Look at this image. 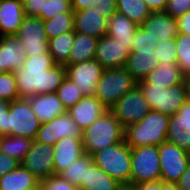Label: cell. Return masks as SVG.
Instances as JSON below:
<instances>
[{
    "label": "cell",
    "instance_id": "f6af8a7d",
    "mask_svg": "<svg viewBox=\"0 0 190 190\" xmlns=\"http://www.w3.org/2000/svg\"><path fill=\"white\" fill-rule=\"evenodd\" d=\"M20 163L0 151V177L16 169Z\"/></svg>",
    "mask_w": 190,
    "mask_h": 190
},
{
    "label": "cell",
    "instance_id": "8fae6325",
    "mask_svg": "<svg viewBox=\"0 0 190 190\" xmlns=\"http://www.w3.org/2000/svg\"><path fill=\"white\" fill-rule=\"evenodd\" d=\"M66 77L74 82L84 96H95L96 86L104 71L95 59L77 64H68Z\"/></svg>",
    "mask_w": 190,
    "mask_h": 190
},
{
    "label": "cell",
    "instance_id": "7bdbcfd3",
    "mask_svg": "<svg viewBox=\"0 0 190 190\" xmlns=\"http://www.w3.org/2000/svg\"><path fill=\"white\" fill-rule=\"evenodd\" d=\"M46 0H22L25 16L41 18V11H44Z\"/></svg>",
    "mask_w": 190,
    "mask_h": 190
},
{
    "label": "cell",
    "instance_id": "db71d44e",
    "mask_svg": "<svg viewBox=\"0 0 190 190\" xmlns=\"http://www.w3.org/2000/svg\"><path fill=\"white\" fill-rule=\"evenodd\" d=\"M94 0H71L73 11H78L81 9H86L92 6Z\"/></svg>",
    "mask_w": 190,
    "mask_h": 190
},
{
    "label": "cell",
    "instance_id": "9a60e30c",
    "mask_svg": "<svg viewBox=\"0 0 190 190\" xmlns=\"http://www.w3.org/2000/svg\"><path fill=\"white\" fill-rule=\"evenodd\" d=\"M150 37V45L159 40L176 38L179 35L177 19L165 11H152L140 25Z\"/></svg>",
    "mask_w": 190,
    "mask_h": 190
},
{
    "label": "cell",
    "instance_id": "d6986e66",
    "mask_svg": "<svg viewBox=\"0 0 190 190\" xmlns=\"http://www.w3.org/2000/svg\"><path fill=\"white\" fill-rule=\"evenodd\" d=\"M107 110L96 96H84L75 106L70 107L67 113L83 132Z\"/></svg>",
    "mask_w": 190,
    "mask_h": 190
},
{
    "label": "cell",
    "instance_id": "f546056e",
    "mask_svg": "<svg viewBox=\"0 0 190 190\" xmlns=\"http://www.w3.org/2000/svg\"><path fill=\"white\" fill-rule=\"evenodd\" d=\"M33 141L25 137L5 135L0 141V151L21 164L29 152Z\"/></svg>",
    "mask_w": 190,
    "mask_h": 190
},
{
    "label": "cell",
    "instance_id": "cb8c5ba5",
    "mask_svg": "<svg viewBox=\"0 0 190 190\" xmlns=\"http://www.w3.org/2000/svg\"><path fill=\"white\" fill-rule=\"evenodd\" d=\"M40 181L21 164L0 177V190H32Z\"/></svg>",
    "mask_w": 190,
    "mask_h": 190
},
{
    "label": "cell",
    "instance_id": "7dc6e473",
    "mask_svg": "<svg viewBox=\"0 0 190 190\" xmlns=\"http://www.w3.org/2000/svg\"><path fill=\"white\" fill-rule=\"evenodd\" d=\"M146 45H150V37L141 26H138L133 35L132 48H143Z\"/></svg>",
    "mask_w": 190,
    "mask_h": 190
},
{
    "label": "cell",
    "instance_id": "8d00e7d4",
    "mask_svg": "<svg viewBox=\"0 0 190 190\" xmlns=\"http://www.w3.org/2000/svg\"><path fill=\"white\" fill-rule=\"evenodd\" d=\"M137 87L144 95L151 110L160 112L162 91L166 88L164 86L148 84L145 80L138 81Z\"/></svg>",
    "mask_w": 190,
    "mask_h": 190
},
{
    "label": "cell",
    "instance_id": "277c9868",
    "mask_svg": "<svg viewBox=\"0 0 190 190\" xmlns=\"http://www.w3.org/2000/svg\"><path fill=\"white\" fill-rule=\"evenodd\" d=\"M94 164L121 184H130L131 147L122 141L92 155Z\"/></svg>",
    "mask_w": 190,
    "mask_h": 190
},
{
    "label": "cell",
    "instance_id": "bcb514c9",
    "mask_svg": "<svg viewBox=\"0 0 190 190\" xmlns=\"http://www.w3.org/2000/svg\"><path fill=\"white\" fill-rule=\"evenodd\" d=\"M169 122H185L190 126V103L186 101L177 113L170 115Z\"/></svg>",
    "mask_w": 190,
    "mask_h": 190
},
{
    "label": "cell",
    "instance_id": "603a6c76",
    "mask_svg": "<svg viewBox=\"0 0 190 190\" xmlns=\"http://www.w3.org/2000/svg\"><path fill=\"white\" fill-rule=\"evenodd\" d=\"M177 62H160L144 79L148 84L170 88L185 81Z\"/></svg>",
    "mask_w": 190,
    "mask_h": 190
},
{
    "label": "cell",
    "instance_id": "11a10c76",
    "mask_svg": "<svg viewBox=\"0 0 190 190\" xmlns=\"http://www.w3.org/2000/svg\"><path fill=\"white\" fill-rule=\"evenodd\" d=\"M161 190H181L175 182H165L161 180Z\"/></svg>",
    "mask_w": 190,
    "mask_h": 190
},
{
    "label": "cell",
    "instance_id": "5bb4252c",
    "mask_svg": "<svg viewBox=\"0 0 190 190\" xmlns=\"http://www.w3.org/2000/svg\"><path fill=\"white\" fill-rule=\"evenodd\" d=\"M21 165L28 169L40 182L55 175L53 146L33 141Z\"/></svg>",
    "mask_w": 190,
    "mask_h": 190
},
{
    "label": "cell",
    "instance_id": "9c48e42d",
    "mask_svg": "<svg viewBox=\"0 0 190 190\" xmlns=\"http://www.w3.org/2000/svg\"><path fill=\"white\" fill-rule=\"evenodd\" d=\"M158 152L161 180L176 183L187 169L190 154L167 141L158 146Z\"/></svg>",
    "mask_w": 190,
    "mask_h": 190
},
{
    "label": "cell",
    "instance_id": "7a4b0ae2",
    "mask_svg": "<svg viewBox=\"0 0 190 190\" xmlns=\"http://www.w3.org/2000/svg\"><path fill=\"white\" fill-rule=\"evenodd\" d=\"M124 132L120 121L107 110L82 132L84 153L92 156L97 151L124 141Z\"/></svg>",
    "mask_w": 190,
    "mask_h": 190
},
{
    "label": "cell",
    "instance_id": "7c38bea8",
    "mask_svg": "<svg viewBox=\"0 0 190 190\" xmlns=\"http://www.w3.org/2000/svg\"><path fill=\"white\" fill-rule=\"evenodd\" d=\"M65 137L82 138V131L67 112L41 124L34 141L53 146Z\"/></svg>",
    "mask_w": 190,
    "mask_h": 190
},
{
    "label": "cell",
    "instance_id": "f35d334b",
    "mask_svg": "<svg viewBox=\"0 0 190 190\" xmlns=\"http://www.w3.org/2000/svg\"><path fill=\"white\" fill-rule=\"evenodd\" d=\"M154 51L157 59L160 62H177V48L175 45V38L159 40Z\"/></svg>",
    "mask_w": 190,
    "mask_h": 190
},
{
    "label": "cell",
    "instance_id": "8992f818",
    "mask_svg": "<svg viewBox=\"0 0 190 190\" xmlns=\"http://www.w3.org/2000/svg\"><path fill=\"white\" fill-rule=\"evenodd\" d=\"M40 126L28 99L20 98L10 102L9 110L6 111V135L34 140Z\"/></svg>",
    "mask_w": 190,
    "mask_h": 190
},
{
    "label": "cell",
    "instance_id": "60d3db41",
    "mask_svg": "<svg viewBox=\"0 0 190 190\" xmlns=\"http://www.w3.org/2000/svg\"><path fill=\"white\" fill-rule=\"evenodd\" d=\"M44 190H79L70 182L64 180L60 175H53L40 182Z\"/></svg>",
    "mask_w": 190,
    "mask_h": 190
},
{
    "label": "cell",
    "instance_id": "d4e9b609",
    "mask_svg": "<svg viewBox=\"0 0 190 190\" xmlns=\"http://www.w3.org/2000/svg\"><path fill=\"white\" fill-rule=\"evenodd\" d=\"M107 24V36L118 39V42L121 43H129L132 46L133 35L138 27L136 23L116 11L108 19Z\"/></svg>",
    "mask_w": 190,
    "mask_h": 190
},
{
    "label": "cell",
    "instance_id": "ab89813d",
    "mask_svg": "<svg viewBox=\"0 0 190 190\" xmlns=\"http://www.w3.org/2000/svg\"><path fill=\"white\" fill-rule=\"evenodd\" d=\"M66 11H73L71 0H46L44 11H41V19L49 20Z\"/></svg>",
    "mask_w": 190,
    "mask_h": 190
},
{
    "label": "cell",
    "instance_id": "f1b7e54d",
    "mask_svg": "<svg viewBox=\"0 0 190 190\" xmlns=\"http://www.w3.org/2000/svg\"><path fill=\"white\" fill-rule=\"evenodd\" d=\"M74 42V32H67L48 40L49 54L57 65H68Z\"/></svg>",
    "mask_w": 190,
    "mask_h": 190
},
{
    "label": "cell",
    "instance_id": "4dcf8cb0",
    "mask_svg": "<svg viewBox=\"0 0 190 190\" xmlns=\"http://www.w3.org/2000/svg\"><path fill=\"white\" fill-rule=\"evenodd\" d=\"M116 11L140 26L150 15L144 0H116Z\"/></svg>",
    "mask_w": 190,
    "mask_h": 190
},
{
    "label": "cell",
    "instance_id": "ba28073f",
    "mask_svg": "<svg viewBox=\"0 0 190 190\" xmlns=\"http://www.w3.org/2000/svg\"><path fill=\"white\" fill-rule=\"evenodd\" d=\"M110 111L125 129L141 121L151 111V108L140 89L135 87L125 93Z\"/></svg>",
    "mask_w": 190,
    "mask_h": 190
},
{
    "label": "cell",
    "instance_id": "74e56055",
    "mask_svg": "<svg viewBox=\"0 0 190 190\" xmlns=\"http://www.w3.org/2000/svg\"><path fill=\"white\" fill-rule=\"evenodd\" d=\"M0 99L12 102L19 99L13 72L0 73Z\"/></svg>",
    "mask_w": 190,
    "mask_h": 190
},
{
    "label": "cell",
    "instance_id": "91938a15",
    "mask_svg": "<svg viewBox=\"0 0 190 190\" xmlns=\"http://www.w3.org/2000/svg\"><path fill=\"white\" fill-rule=\"evenodd\" d=\"M4 137V135L0 132V141Z\"/></svg>",
    "mask_w": 190,
    "mask_h": 190
},
{
    "label": "cell",
    "instance_id": "52a82bcc",
    "mask_svg": "<svg viewBox=\"0 0 190 190\" xmlns=\"http://www.w3.org/2000/svg\"><path fill=\"white\" fill-rule=\"evenodd\" d=\"M161 179L158 146L131 148L130 184Z\"/></svg>",
    "mask_w": 190,
    "mask_h": 190
},
{
    "label": "cell",
    "instance_id": "f5cc1de1",
    "mask_svg": "<svg viewBox=\"0 0 190 190\" xmlns=\"http://www.w3.org/2000/svg\"><path fill=\"white\" fill-rule=\"evenodd\" d=\"M149 10L152 11H164L168 0H144Z\"/></svg>",
    "mask_w": 190,
    "mask_h": 190
},
{
    "label": "cell",
    "instance_id": "3957f363",
    "mask_svg": "<svg viewBox=\"0 0 190 190\" xmlns=\"http://www.w3.org/2000/svg\"><path fill=\"white\" fill-rule=\"evenodd\" d=\"M169 115L151 110L141 121L125 128L124 140L131 148L159 146L166 142Z\"/></svg>",
    "mask_w": 190,
    "mask_h": 190
},
{
    "label": "cell",
    "instance_id": "681fc988",
    "mask_svg": "<svg viewBox=\"0 0 190 190\" xmlns=\"http://www.w3.org/2000/svg\"><path fill=\"white\" fill-rule=\"evenodd\" d=\"M179 33L190 35V11L177 19Z\"/></svg>",
    "mask_w": 190,
    "mask_h": 190
},
{
    "label": "cell",
    "instance_id": "7402d4cb",
    "mask_svg": "<svg viewBox=\"0 0 190 190\" xmlns=\"http://www.w3.org/2000/svg\"><path fill=\"white\" fill-rule=\"evenodd\" d=\"M24 17L22 0H0V36L15 35Z\"/></svg>",
    "mask_w": 190,
    "mask_h": 190
},
{
    "label": "cell",
    "instance_id": "836d02e7",
    "mask_svg": "<svg viewBox=\"0 0 190 190\" xmlns=\"http://www.w3.org/2000/svg\"><path fill=\"white\" fill-rule=\"evenodd\" d=\"M166 141L190 154V126L185 122H169Z\"/></svg>",
    "mask_w": 190,
    "mask_h": 190
},
{
    "label": "cell",
    "instance_id": "b9f144b4",
    "mask_svg": "<svg viewBox=\"0 0 190 190\" xmlns=\"http://www.w3.org/2000/svg\"><path fill=\"white\" fill-rule=\"evenodd\" d=\"M164 11L171 17L178 19L190 11V0H168Z\"/></svg>",
    "mask_w": 190,
    "mask_h": 190
},
{
    "label": "cell",
    "instance_id": "e0dca14e",
    "mask_svg": "<svg viewBox=\"0 0 190 190\" xmlns=\"http://www.w3.org/2000/svg\"><path fill=\"white\" fill-rule=\"evenodd\" d=\"M155 45H146L143 48H132L129 54L125 68L130 72L136 81L144 80L147 75L159 64L154 51Z\"/></svg>",
    "mask_w": 190,
    "mask_h": 190
},
{
    "label": "cell",
    "instance_id": "4fadbf2b",
    "mask_svg": "<svg viewBox=\"0 0 190 190\" xmlns=\"http://www.w3.org/2000/svg\"><path fill=\"white\" fill-rule=\"evenodd\" d=\"M132 52L129 43L118 42V39L103 36L98 39L94 59L104 70L125 67L127 58Z\"/></svg>",
    "mask_w": 190,
    "mask_h": 190
},
{
    "label": "cell",
    "instance_id": "5b68a950",
    "mask_svg": "<svg viewBox=\"0 0 190 190\" xmlns=\"http://www.w3.org/2000/svg\"><path fill=\"white\" fill-rule=\"evenodd\" d=\"M137 82L125 68H112L103 71L95 96L110 110L128 91L137 87Z\"/></svg>",
    "mask_w": 190,
    "mask_h": 190
},
{
    "label": "cell",
    "instance_id": "4316f807",
    "mask_svg": "<svg viewBox=\"0 0 190 190\" xmlns=\"http://www.w3.org/2000/svg\"><path fill=\"white\" fill-rule=\"evenodd\" d=\"M122 184L111 178L98 166L87 165L86 181H82L79 190H119Z\"/></svg>",
    "mask_w": 190,
    "mask_h": 190
},
{
    "label": "cell",
    "instance_id": "d6a6232c",
    "mask_svg": "<svg viewBox=\"0 0 190 190\" xmlns=\"http://www.w3.org/2000/svg\"><path fill=\"white\" fill-rule=\"evenodd\" d=\"M87 165H94L93 157L83 154L59 175L67 182L79 187L82 181H86Z\"/></svg>",
    "mask_w": 190,
    "mask_h": 190
},
{
    "label": "cell",
    "instance_id": "83f0119b",
    "mask_svg": "<svg viewBox=\"0 0 190 190\" xmlns=\"http://www.w3.org/2000/svg\"><path fill=\"white\" fill-rule=\"evenodd\" d=\"M187 101L186 80L162 91L160 113L173 115Z\"/></svg>",
    "mask_w": 190,
    "mask_h": 190
},
{
    "label": "cell",
    "instance_id": "f907efd6",
    "mask_svg": "<svg viewBox=\"0 0 190 190\" xmlns=\"http://www.w3.org/2000/svg\"><path fill=\"white\" fill-rule=\"evenodd\" d=\"M176 183L181 190H190V162Z\"/></svg>",
    "mask_w": 190,
    "mask_h": 190
},
{
    "label": "cell",
    "instance_id": "ee69618b",
    "mask_svg": "<svg viewBox=\"0 0 190 190\" xmlns=\"http://www.w3.org/2000/svg\"><path fill=\"white\" fill-rule=\"evenodd\" d=\"M92 6L97 7L101 15L107 19L116 12V0H94Z\"/></svg>",
    "mask_w": 190,
    "mask_h": 190
},
{
    "label": "cell",
    "instance_id": "6f0895ef",
    "mask_svg": "<svg viewBox=\"0 0 190 190\" xmlns=\"http://www.w3.org/2000/svg\"><path fill=\"white\" fill-rule=\"evenodd\" d=\"M187 102L190 103V78H186Z\"/></svg>",
    "mask_w": 190,
    "mask_h": 190
},
{
    "label": "cell",
    "instance_id": "44dd1931",
    "mask_svg": "<svg viewBox=\"0 0 190 190\" xmlns=\"http://www.w3.org/2000/svg\"><path fill=\"white\" fill-rule=\"evenodd\" d=\"M32 111L41 124L67 112L57 93L34 95L27 98Z\"/></svg>",
    "mask_w": 190,
    "mask_h": 190
},
{
    "label": "cell",
    "instance_id": "e575fe53",
    "mask_svg": "<svg viewBox=\"0 0 190 190\" xmlns=\"http://www.w3.org/2000/svg\"><path fill=\"white\" fill-rule=\"evenodd\" d=\"M177 64L185 78L190 77V35L179 33L175 38Z\"/></svg>",
    "mask_w": 190,
    "mask_h": 190
},
{
    "label": "cell",
    "instance_id": "1f68e13d",
    "mask_svg": "<svg viewBox=\"0 0 190 190\" xmlns=\"http://www.w3.org/2000/svg\"><path fill=\"white\" fill-rule=\"evenodd\" d=\"M74 11L58 13L52 19L43 20L48 40L60 34L74 32Z\"/></svg>",
    "mask_w": 190,
    "mask_h": 190
},
{
    "label": "cell",
    "instance_id": "484cf974",
    "mask_svg": "<svg viewBox=\"0 0 190 190\" xmlns=\"http://www.w3.org/2000/svg\"><path fill=\"white\" fill-rule=\"evenodd\" d=\"M98 38L74 31V42L68 64H77L94 59Z\"/></svg>",
    "mask_w": 190,
    "mask_h": 190
},
{
    "label": "cell",
    "instance_id": "c3c4849f",
    "mask_svg": "<svg viewBox=\"0 0 190 190\" xmlns=\"http://www.w3.org/2000/svg\"><path fill=\"white\" fill-rule=\"evenodd\" d=\"M10 102L0 99V132L6 135V111L9 110Z\"/></svg>",
    "mask_w": 190,
    "mask_h": 190
},
{
    "label": "cell",
    "instance_id": "6da1fadb",
    "mask_svg": "<svg viewBox=\"0 0 190 190\" xmlns=\"http://www.w3.org/2000/svg\"><path fill=\"white\" fill-rule=\"evenodd\" d=\"M19 99L56 93L66 77L64 65L53 62L49 53L25 56L24 65L13 72Z\"/></svg>",
    "mask_w": 190,
    "mask_h": 190
},
{
    "label": "cell",
    "instance_id": "9f6ffc18",
    "mask_svg": "<svg viewBox=\"0 0 190 190\" xmlns=\"http://www.w3.org/2000/svg\"><path fill=\"white\" fill-rule=\"evenodd\" d=\"M119 190H137L135 185H131V184H122L119 187Z\"/></svg>",
    "mask_w": 190,
    "mask_h": 190
},
{
    "label": "cell",
    "instance_id": "680465c9",
    "mask_svg": "<svg viewBox=\"0 0 190 190\" xmlns=\"http://www.w3.org/2000/svg\"><path fill=\"white\" fill-rule=\"evenodd\" d=\"M32 190H44V188L42 187V185H38L36 188L32 189Z\"/></svg>",
    "mask_w": 190,
    "mask_h": 190
},
{
    "label": "cell",
    "instance_id": "816d5d0a",
    "mask_svg": "<svg viewBox=\"0 0 190 190\" xmlns=\"http://www.w3.org/2000/svg\"><path fill=\"white\" fill-rule=\"evenodd\" d=\"M137 190H161V179L134 184Z\"/></svg>",
    "mask_w": 190,
    "mask_h": 190
},
{
    "label": "cell",
    "instance_id": "ffe728a7",
    "mask_svg": "<svg viewBox=\"0 0 190 190\" xmlns=\"http://www.w3.org/2000/svg\"><path fill=\"white\" fill-rule=\"evenodd\" d=\"M84 153L82 138H62L53 145L54 173L59 175Z\"/></svg>",
    "mask_w": 190,
    "mask_h": 190
},
{
    "label": "cell",
    "instance_id": "ac0fdd59",
    "mask_svg": "<svg viewBox=\"0 0 190 190\" xmlns=\"http://www.w3.org/2000/svg\"><path fill=\"white\" fill-rule=\"evenodd\" d=\"M25 45L15 35L0 36V73L14 72L24 65Z\"/></svg>",
    "mask_w": 190,
    "mask_h": 190
},
{
    "label": "cell",
    "instance_id": "d590c367",
    "mask_svg": "<svg viewBox=\"0 0 190 190\" xmlns=\"http://www.w3.org/2000/svg\"><path fill=\"white\" fill-rule=\"evenodd\" d=\"M56 93L66 110L75 106L84 97L76 84L67 77L62 81Z\"/></svg>",
    "mask_w": 190,
    "mask_h": 190
},
{
    "label": "cell",
    "instance_id": "2e32d148",
    "mask_svg": "<svg viewBox=\"0 0 190 190\" xmlns=\"http://www.w3.org/2000/svg\"><path fill=\"white\" fill-rule=\"evenodd\" d=\"M74 31L95 38L107 35L108 19L101 15L95 6L74 11Z\"/></svg>",
    "mask_w": 190,
    "mask_h": 190
},
{
    "label": "cell",
    "instance_id": "30bf717a",
    "mask_svg": "<svg viewBox=\"0 0 190 190\" xmlns=\"http://www.w3.org/2000/svg\"><path fill=\"white\" fill-rule=\"evenodd\" d=\"M15 36L25 45V56L49 53L48 38L41 18L25 16Z\"/></svg>",
    "mask_w": 190,
    "mask_h": 190
}]
</instances>
